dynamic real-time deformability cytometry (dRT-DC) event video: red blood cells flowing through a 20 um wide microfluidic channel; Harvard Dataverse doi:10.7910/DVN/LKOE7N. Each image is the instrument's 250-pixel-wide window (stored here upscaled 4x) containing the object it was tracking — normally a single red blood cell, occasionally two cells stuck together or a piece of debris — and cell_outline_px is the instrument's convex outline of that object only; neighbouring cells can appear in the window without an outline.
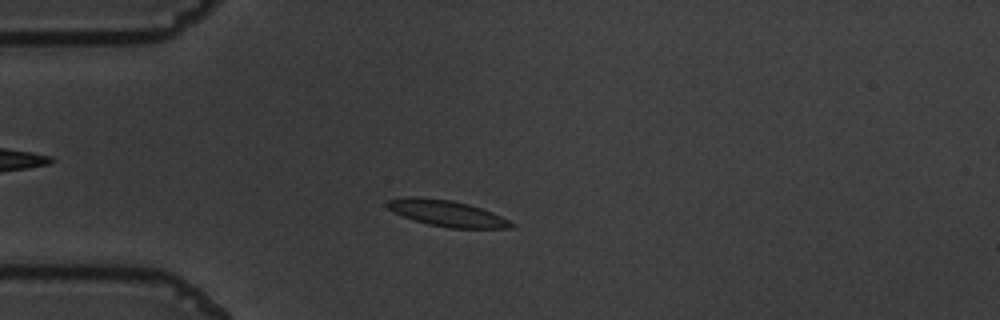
{"species": "common noctule bat (a hibernating species)", "species_latin": "Nyctalus noctula", "temperature_condition": "warm", "stored_images_in_passage": 52, "camera_frame_rate_fps": 3000, "um_per_image_px": 0.085, "animal": {"sex": "male", "body_mass_g": 19.5, "forearm_length_mm": 54.6}, "frame": {"image": 1, "passage_image": 11, "time_ms": 3.333, "image_size_px": [1000, 320], "cell_outline_px": [[516, 228], [448, 228], [428, 224], [412, 220], [388, 208], [384, 204], [388, 200], [408, 196], [420, 196], [452, 200], [468, 204], [492, 212], [516, 224]], "centroid_in_image_um": [37.98, 18.13], "position_along_channel_um": 47.0, "area_um2": 18.96}}
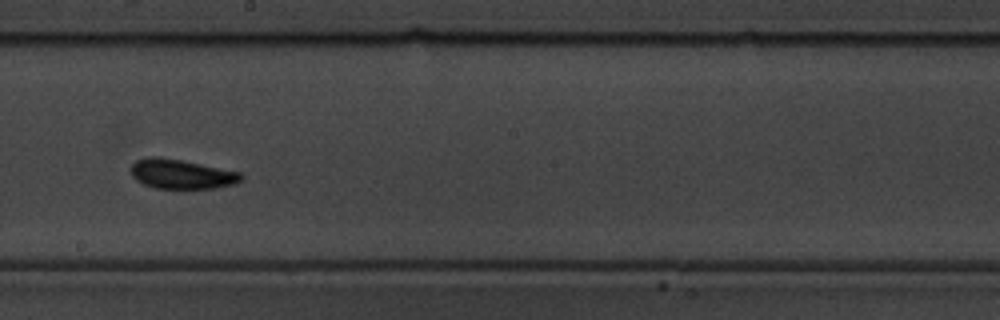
{"frame": {"image": 2, "passage_image": 28, "time_ms": 9.0, "image_size_px": [1000, 320], "cell_outline_px": [[244, 180], [236, 184], [216, 188], [156, 188], [144, 184], [136, 180], [132, 176], [128, 168], [136, 160], [152, 156], [160, 156], [240, 172], [244, 176]], "centroid_in_image_um": [15.42, 14.79], "position_along_channel_um": 232.8, "area_um2": 19.07}}
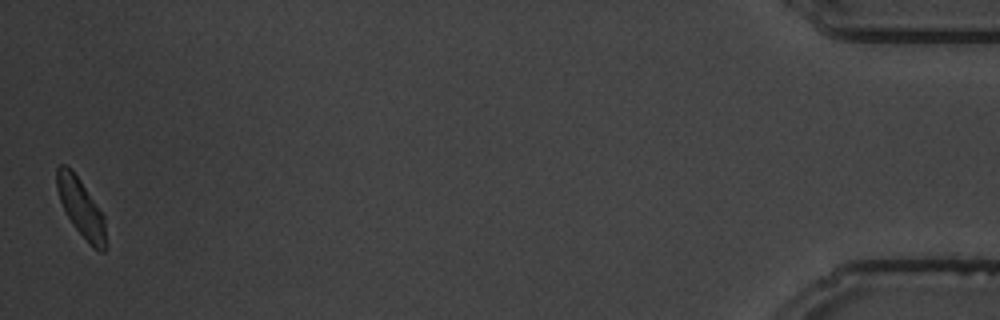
{"frame": {"image": 3, "passage_image": 52, "time_ms": 17.0, "image_size_px": [1000, 320], "cell_outline_px": [[108, 248], [104, 252], [100, 252], [92, 248], [72, 224], [60, 200], [56, 188], [56, 168], [60, 164], [64, 164], [80, 180], [104, 216]], "centroid_in_image_um": [6.92, 17.75], "position_along_channel_um": 428.3, "area_um2": 16.59}, "authors_computed_cell_mechanics": {"area_um2": 18.0336, "velocity_mm_per_s": 3.5735, "shape_relaxation_time_tau1_ms": 4.9489, "shape_relaxation_time_tau2_ms": 2.8832, "deformation_change_tau1": 0.145, "deformation_change_tau2": 0.0714}}